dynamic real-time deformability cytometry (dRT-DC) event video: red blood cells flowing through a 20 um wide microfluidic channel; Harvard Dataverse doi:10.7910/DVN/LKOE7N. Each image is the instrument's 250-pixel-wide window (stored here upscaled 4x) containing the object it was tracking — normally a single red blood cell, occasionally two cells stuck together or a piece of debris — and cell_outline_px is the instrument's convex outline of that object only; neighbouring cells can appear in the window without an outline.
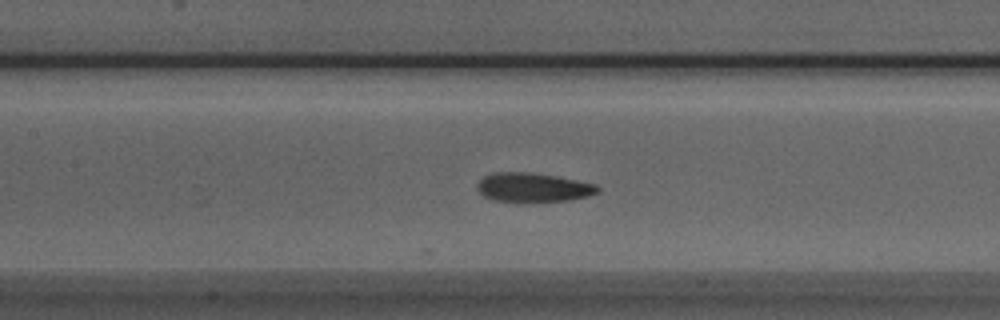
{"species": "Egyptian fruit bat (a non-hibernating species)", "species_latin": "Rousettus aegyptiacus", "temperature_condition": "room temperature", "stored_images_in_passage": 21, "camera_frame_rate_fps": 3000, "um_per_image_px": 0.085, "animal": {"sex": "male"}, "frame": {"image": 1, "passage_image": 10, "time_ms": 3.0, "image_size_px": [1000, 320], "cell_outline_px": [[600, 192], [588, 196], [568, 200], [532, 204], [516, 204], [492, 200], [484, 196], [476, 188], [476, 184], [484, 176], [496, 172], [528, 172], [556, 176], [596, 184], [600, 188]], "centroid_in_image_um": [45.29, 15.98], "position_along_channel_um": 162.1, "area_um2": 21.27}}
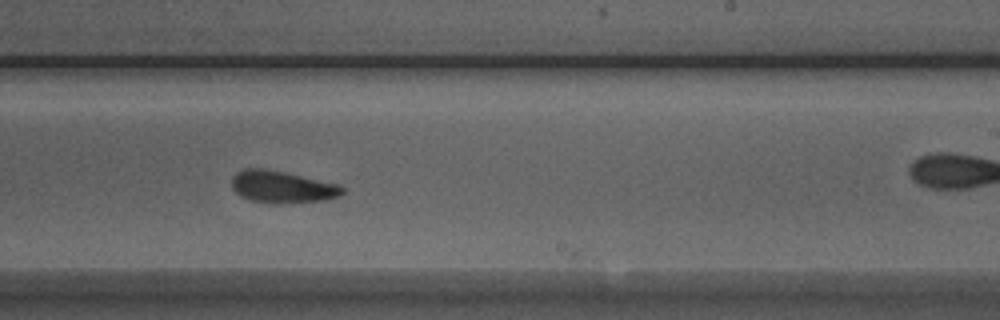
{"frame": {"image": 2, "passage_image": 18, "time_ms": 5.667, "image_size_px": [1000, 320], "cell_outline_px": [[344, 192], [340, 196], [324, 200], [280, 204], [272, 204], [248, 200], [240, 196], [232, 188], [232, 176], [236, 172], [244, 168], [260, 168], [284, 172], [340, 184], [344, 188]], "centroid_in_image_um": [23.97, 15.9], "position_along_channel_um": 265.0, "area_um2": 20.92}}